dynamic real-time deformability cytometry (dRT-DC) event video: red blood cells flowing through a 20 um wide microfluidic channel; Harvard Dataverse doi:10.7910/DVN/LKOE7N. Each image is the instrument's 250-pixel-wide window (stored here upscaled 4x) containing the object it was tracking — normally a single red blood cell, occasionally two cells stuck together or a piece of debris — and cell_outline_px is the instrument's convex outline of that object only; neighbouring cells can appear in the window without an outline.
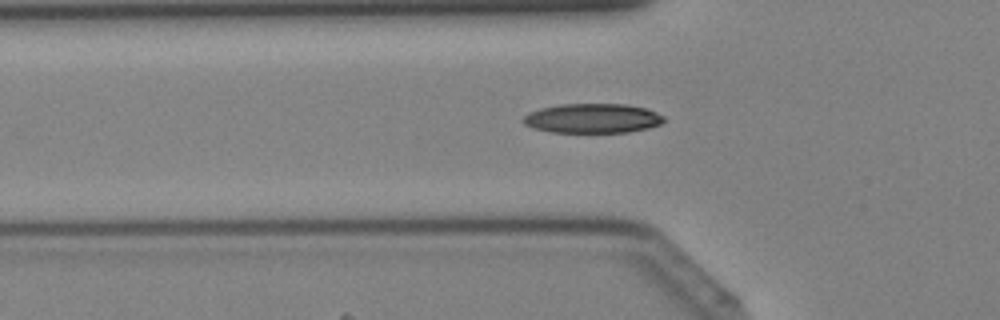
{"species": "Egyptian fruit bat (a non-hibernating species)", "species_latin": "Rousettus aegyptiacus", "temperature_condition": "cold", "stored_images_in_passage": 36, "camera_frame_rate_fps": 3000, "um_per_image_px": 0.085, "animal": {"sex": "female"}, "frame": {"image": 1, "passage_image": 8, "time_ms": 2.333, "image_size_px": [1000, 320], "cell_outline_px": [[664, 120], [660, 124], [648, 128], [628, 132], [552, 132], [532, 128], [524, 124], [520, 120], [528, 112], [540, 108], [560, 104], [628, 104], [648, 108], [664, 116]], "centroid_in_image_um": [50.35, 10.05], "position_along_channel_um": 75.5, "area_um2": 24.39}}
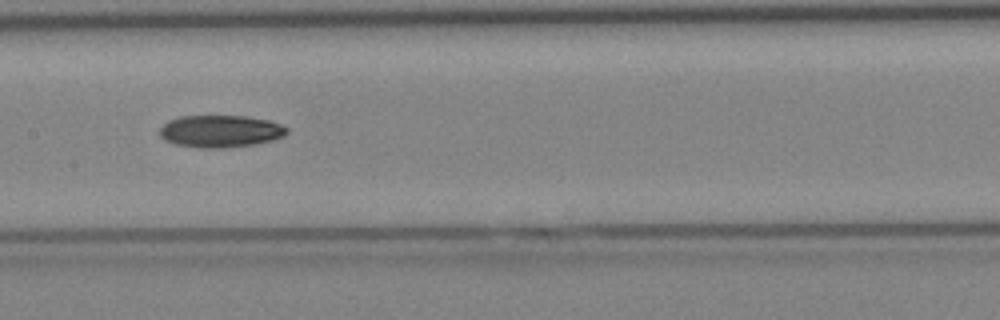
{"frame": {"image": 2, "passage_image": 15, "time_ms": 4.667, "image_size_px": [1000, 320], "cell_outline_px": [[288, 132], [284, 136], [272, 140], [256, 144], [220, 148], [204, 148], [176, 144], [164, 140], [160, 136], [160, 128], [168, 120], [180, 116], [244, 116], [268, 120], [280, 124], [288, 128]], "centroid_in_image_um": [18.73, 11.15], "position_along_channel_um": 188.7, "area_um2": 23.81}}
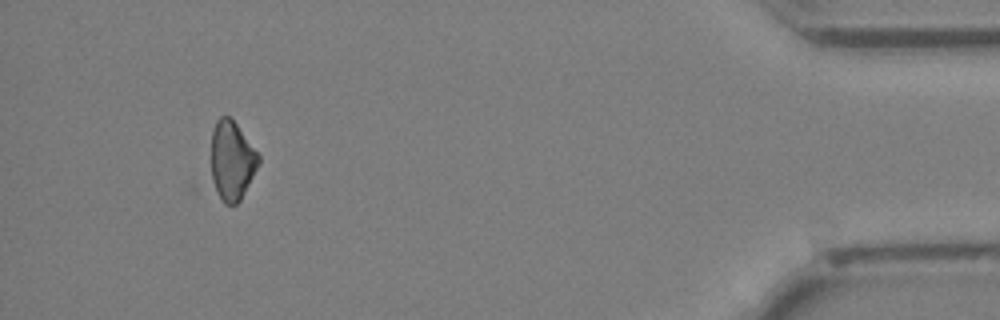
{"frame": {"image": 3, "passage_image": 33, "time_ms": 10.667, "image_size_px": [1000, 320], "cell_outline_px": [[260, 160], [240, 200], [236, 204], [224, 204], [212, 188], [212, 132], [216, 120], [220, 116], [228, 116], [236, 124], [260, 156]], "centroid_in_image_um": [19.68, 13.67], "position_along_channel_um": 415.5, "area_um2": 21.56}}